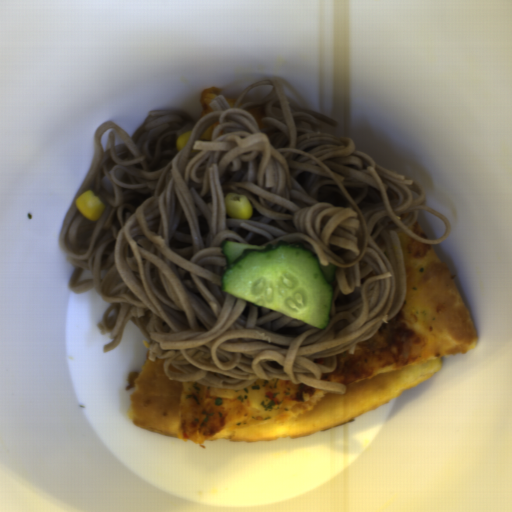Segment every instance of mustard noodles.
<instances>
[{"label": "mustard noodles", "instance_id": "mustard-noodles-1", "mask_svg": "<svg viewBox=\"0 0 512 512\" xmlns=\"http://www.w3.org/2000/svg\"><path fill=\"white\" fill-rule=\"evenodd\" d=\"M266 84L273 86L267 97L238 107L251 87ZM259 107L263 128L246 112ZM209 108L198 120L182 110L150 111L133 135L114 122L97 126L92 163L58 236L73 267L67 287L108 302L96 325L113 339L105 353L134 322L149 342L148 360L163 359L169 380L241 390L288 379L346 394L321 375L400 313L407 294L400 234L434 246L453 225L420 184L351 138L324 132L339 121L302 108L280 81L250 85L233 107L216 95ZM219 120L211 141L199 139ZM112 128L124 144L114 146L110 132L105 153L99 137ZM184 132L190 139L178 150ZM90 189L105 206L94 222L75 206ZM230 192L250 201V219L227 215ZM419 210L445 222L441 239L410 231ZM226 240L298 243L322 266L333 263L329 325L318 330L222 291Z\"/></svg>", "mask_w": 512, "mask_h": 512}]
</instances>
